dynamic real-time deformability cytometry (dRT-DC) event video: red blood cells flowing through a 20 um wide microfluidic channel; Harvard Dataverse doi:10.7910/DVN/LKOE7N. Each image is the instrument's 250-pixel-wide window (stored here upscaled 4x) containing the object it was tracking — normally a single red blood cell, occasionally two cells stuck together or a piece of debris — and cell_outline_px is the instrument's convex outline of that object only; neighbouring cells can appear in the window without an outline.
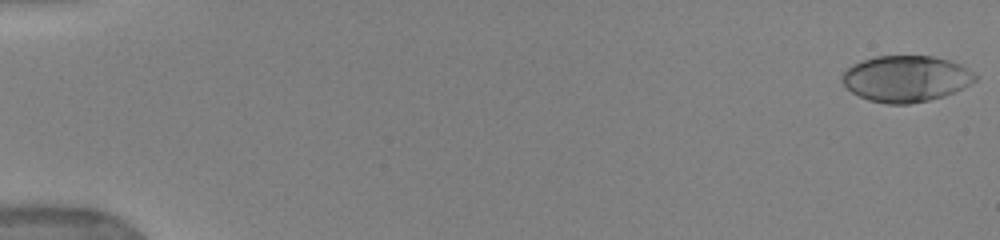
{"species": "human", "species_latin": "Homo sapiens", "temperature_condition": "warm", "stored_images_in_passage": 46, "camera_frame_rate_fps": 3000, "um_per_image_px": 0.085, "donor": {"sex": "female"}, "frame": {"image": 1, "passage_image": 1, "time_ms": 0.0, "image_size_px": [1000, 240], "cell_outline_px": [[980, 76], [976, 80], [944, 96], [928, 100], [908, 104], [888, 104], [868, 100], [852, 92], [840, 80], [844, 72], [852, 64], [876, 56], [932, 56], [948, 60], [960, 64], [968, 68]], "centroid_in_image_um": [77.01, 6.68], "position_along_channel_um": 8.0, "area_um2": 35.66}}
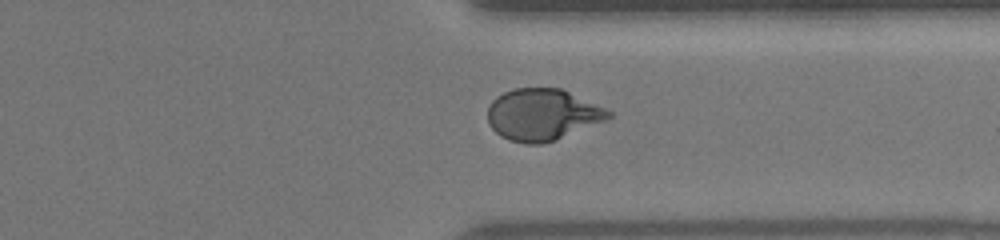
{"frame": {"image": 2, "passage_image": 37, "time_ms": 13.333, "image_size_px": [1000, 240], "cell_outline_px": [[612, 116], [608, 120], [556, 140], [540, 144], [524, 144], [508, 140], [500, 136], [488, 124], [488, 108], [492, 100], [496, 96], [504, 92], [516, 88], [560, 88], [604, 108], [612, 112]], "centroid_in_image_um": [46.09, 9.76], "position_along_channel_um": 365.3, "area_um2": 36.41}}
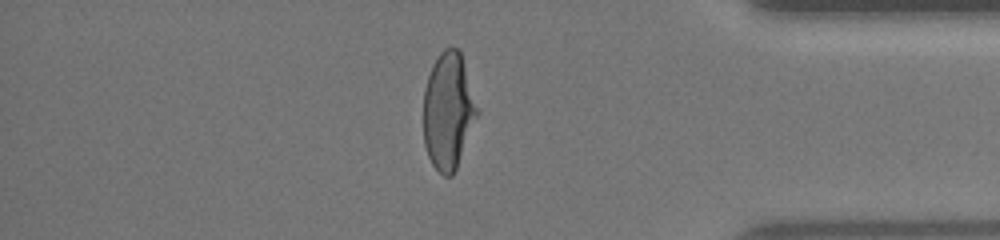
{"frame": {"image": 3, "passage_image": 40, "time_ms": 14.667, "image_size_px": [1000, 240], "cell_outline_px": [[480, 112], [456, 168], [452, 176], [444, 176], [432, 164], [428, 156], [424, 144], [424, 88], [432, 64], [440, 52], [444, 48], [456, 48], [460, 52]], "centroid_in_image_um": [38.11, 9.43], "position_along_channel_um": 397.1, "area_um2": 36.47}, "authors_computed_cell_mechanics": {"area_um2": 36.1539, "velocity_mm_per_s": 3.9499, "shape_relaxation_time_tau1_ms": 4.7259, "shape_relaxation_time_tau2_ms": 0.7037, "deformation_change_tau1": 0.204, "deformation_change_tau2": 0.0536}}